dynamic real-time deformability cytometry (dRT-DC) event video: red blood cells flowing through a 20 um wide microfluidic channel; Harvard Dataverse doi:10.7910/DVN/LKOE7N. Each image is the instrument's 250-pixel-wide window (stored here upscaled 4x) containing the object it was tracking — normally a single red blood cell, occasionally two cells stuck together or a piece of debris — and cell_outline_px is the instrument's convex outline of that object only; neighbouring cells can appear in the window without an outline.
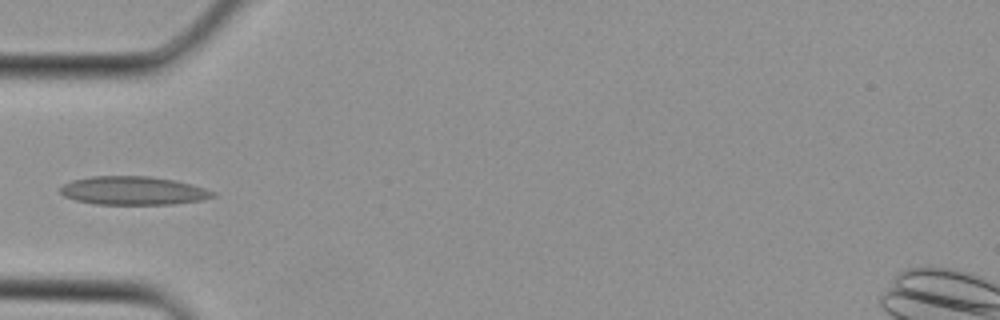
{"species": "Egyptian fruit bat (a non-hibernating species)", "species_latin": "Rousettus aegyptiacus", "temperature_condition": "cold", "stored_images_in_passage": 3, "camera_frame_rate_fps": 3000, "um_per_image_px": 0.085, "animal": {"sex": "female"}, "frame": {"image": 1, "passage_image": 3, "time_ms": 0.667, "image_size_px": [1000, 320], "cell_outline_px": [[216, 196], [204, 200], [172, 204], [96, 204], [76, 200], [64, 196], [60, 192], [60, 188], [64, 184], [72, 180], [92, 176], [148, 176], [176, 180], [192, 184], [216, 192]], "centroid_in_image_um": [11.36, 16.2], "position_along_channel_um": 73.6, "area_um2": 25.37}}